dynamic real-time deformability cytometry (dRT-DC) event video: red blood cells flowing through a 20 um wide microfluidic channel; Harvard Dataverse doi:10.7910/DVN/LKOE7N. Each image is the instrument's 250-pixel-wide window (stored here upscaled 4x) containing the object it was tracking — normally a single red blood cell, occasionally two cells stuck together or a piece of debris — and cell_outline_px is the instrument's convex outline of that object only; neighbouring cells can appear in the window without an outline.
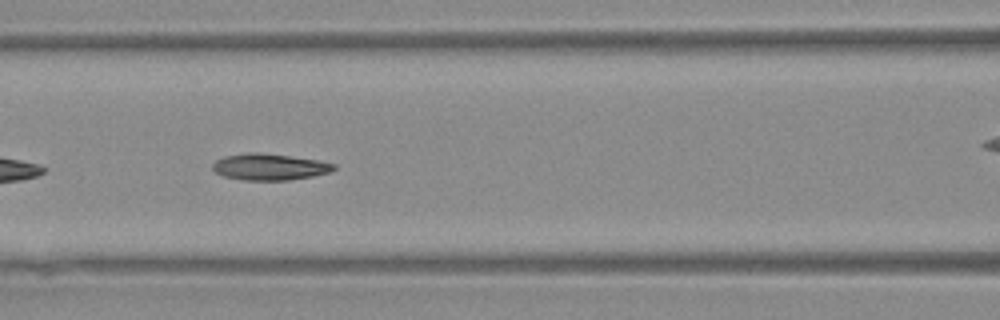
{"species": "Egyptian fruit bat (a non-hibernating species)", "species_latin": "Rousettus aegyptiacus", "temperature_condition": "warm", "stored_images_in_passage": 27, "camera_frame_rate_fps": 3000, "um_per_image_px": 0.085, "animal": {"sex": "female"}, "frame": {"image": 1, "passage_image": 8, "time_ms": 2.333, "image_size_px": [1000, 320], "cell_outline_px": [[336, 168], [328, 172], [312, 176], [288, 180], [244, 180], [224, 176], [216, 172], [212, 168], [212, 164], [216, 160], [224, 156], [248, 152], [256, 152], [288, 156], [316, 160], [336, 164]], "centroid_in_image_um": [22.87, 14.18], "position_along_channel_um": 143.7, "area_um2": 18.44}}
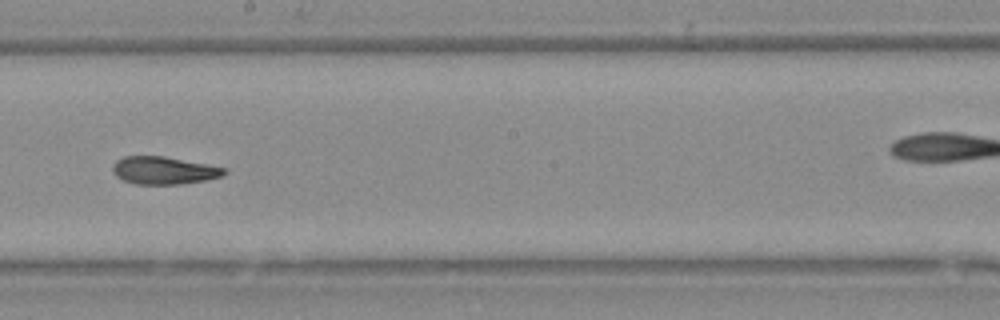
{"frame": {"image": 2, "passage_image": 15, "time_ms": 4.667, "image_size_px": [1000, 320], "cell_outline_px": [[228, 172], [224, 176], [208, 180], [180, 184], [136, 184], [124, 180], [116, 176], [112, 172], [112, 164], [116, 160], [124, 156], [164, 156], [228, 168]], "centroid_in_image_um": [13.96, 14.48], "position_along_channel_um": 234.2, "area_um2": 18.21}}
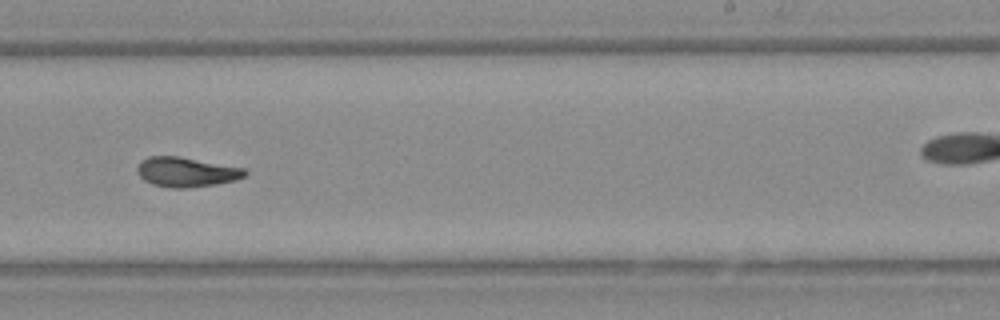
{"frame": {"image": 3, "passage_image": 18, "time_ms": 5.667, "image_size_px": [1000, 320], "cell_outline_px": [[248, 172], [244, 176], [236, 180], [216, 184], [184, 188], [172, 188], [152, 184], [144, 180], [136, 172], [136, 168], [140, 160], [148, 156], [176, 156], [244, 168]], "centroid_in_image_um": [15.79, 14.62], "position_along_channel_um": 273.2, "area_um2": 18.55}, "authors_computed_cell_mechanics": {"area_um2": 18.207, "velocity_mm_per_s": 3.898, "shape_relaxation_time_tau1_ms": null, "shape_relaxation_time_tau2_ms": 5.0775, "deformation_change_tau1": null, "deformation_change_tau2": 0.095}}